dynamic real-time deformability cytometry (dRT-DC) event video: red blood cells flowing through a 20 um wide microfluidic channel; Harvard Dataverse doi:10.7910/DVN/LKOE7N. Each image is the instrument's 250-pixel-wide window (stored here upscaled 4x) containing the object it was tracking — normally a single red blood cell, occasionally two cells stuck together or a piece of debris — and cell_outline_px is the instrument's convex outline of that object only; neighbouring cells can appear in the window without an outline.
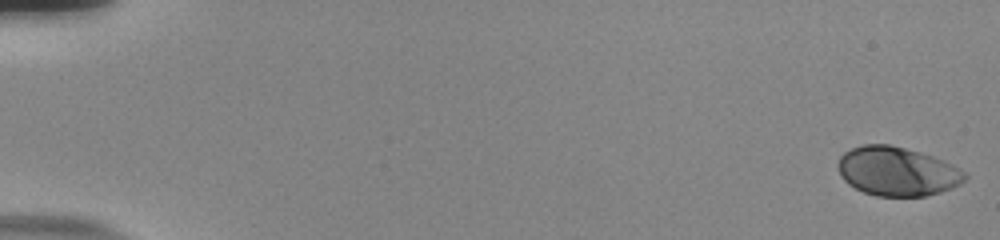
{"species": "human", "species_latin": "Homo sapiens", "temperature_condition": "room temperature", "stored_images_in_passage": 56, "camera_frame_rate_fps": 3000, "um_per_image_px": 0.085, "donor": {"sex": "male"}, "frame": {"image": 1, "passage_image": 1, "time_ms": 0.0, "image_size_px": [1000, 240], "cell_outline_px": [[968, 176], [960, 184], [952, 188], [940, 192], [924, 196], [876, 196], [864, 192], [848, 184], [840, 176], [836, 164], [840, 156], [844, 152], [852, 148], [864, 144], [888, 144], [920, 152], [944, 160], [952, 164], [964, 172]], "centroid_in_image_um": [76.23, 14.56], "position_along_channel_um": 8.8, "area_um2": 36.3}}
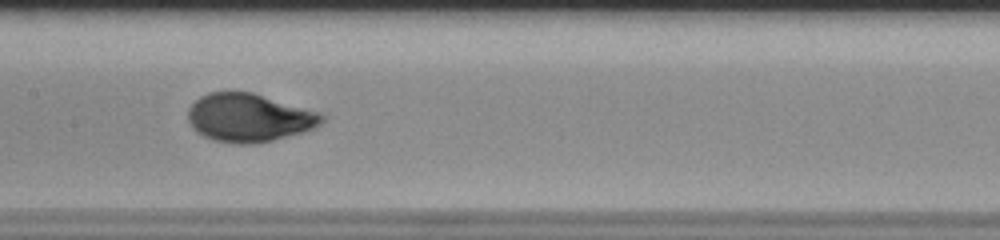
{"frame": {"image": 2, "passage_image": 30, "time_ms": 9.667, "image_size_px": [1000, 240], "cell_outline_px": [[328, 116], [320, 124], [304, 132], [256, 144], [232, 144], [212, 140], [196, 132], [192, 128], [188, 120], [188, 108], [200, 96], [208, 92], [252, 92], [320, 112]], "centroid_in_image_um": [21.16, 10.01], "position_along_channel_um": 186.2, "area_um2": 37.92}}
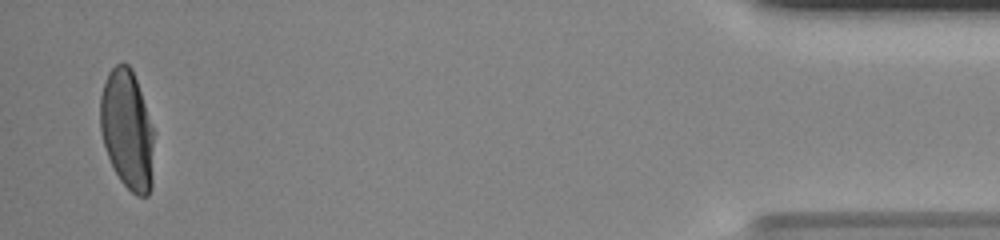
{"frame": {"image": 3, "passage_image": 55, "time_ms": 18.0, "image_size_px": [1000, 240], "cell_outline_px": [[152, 188], [148, 196], [136, 196], [120, 180], [108, 156], [100, 132], [100, 96], [108, 72], [116, 64], [128, 64], [132, 68], [152, 128]], "centroid_in_image_um": [10.79, 11.04], "position_along_channel_um": 424.4, "area_um2": 36.76}, "authors_computed_cell_mechanics": {"area_um2": 36.5585, "velocity_mm_per_s": 3.7256, "shape_relaxation_time_tau1_ms": 4.0921, "shape_relaxation_time_tau2_ms": null, "deformation_change_tau1": 0.1854, "deformation_change_tau2": null}}